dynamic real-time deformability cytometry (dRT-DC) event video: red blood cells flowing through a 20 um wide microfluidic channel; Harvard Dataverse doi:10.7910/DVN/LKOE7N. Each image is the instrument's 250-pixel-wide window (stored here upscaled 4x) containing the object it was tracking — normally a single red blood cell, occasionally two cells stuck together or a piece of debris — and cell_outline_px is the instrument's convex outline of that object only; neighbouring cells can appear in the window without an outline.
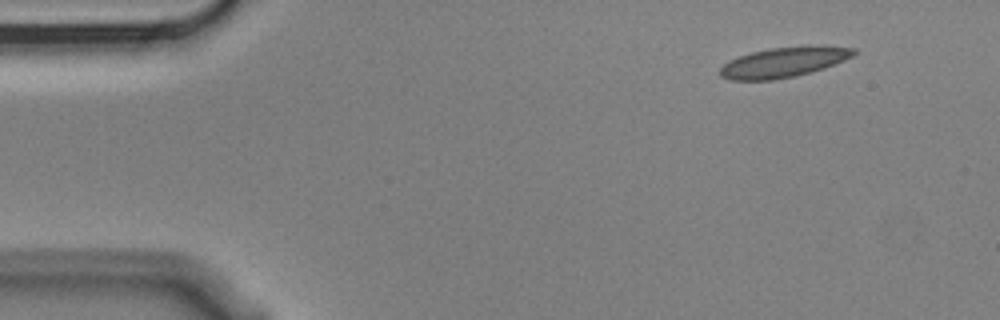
{"species": "Egyptian fruit bat (a non-hibernating species)", "species_latin": "Rousettus aegyptiacus", "temperature_condition": "cold", "stored_images_in_passage": 6, "segment_of_instrument_passage": [2, 2], "camera_frame_rate_fps": 3000, "um_per_image_px": 0.085, "animal": {"sex": "male"}, "frame": {"image": 1, "passage_image": 6, "time_ms": 1.667, "image_size_px": [1000, 320], "cell_outline_px": [[860, 52], [844, 60], [824, 68], [812, 72], [796, 76], [772, 80], [732, 80], [720, 76], [720, 68], [728, 60], [752, 52], [772, 48], [808, 44], [820, 44], [856, 48]], "centroid_in_image_um": [66.7, 5.26], "position_along_channel_um": 18.3, "area_um2": 23.93}}